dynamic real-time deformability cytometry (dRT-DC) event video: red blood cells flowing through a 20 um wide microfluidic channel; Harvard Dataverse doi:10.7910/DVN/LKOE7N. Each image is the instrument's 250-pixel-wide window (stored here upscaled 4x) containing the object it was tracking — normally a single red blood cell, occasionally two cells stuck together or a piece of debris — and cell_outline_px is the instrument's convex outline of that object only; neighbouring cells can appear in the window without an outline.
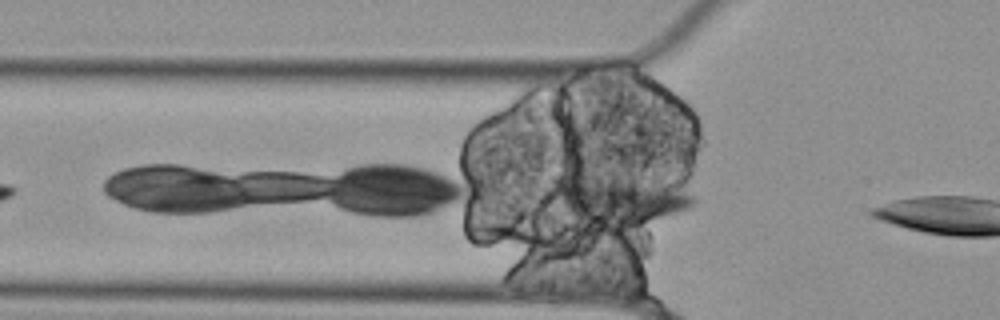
{"species": "Egyptian fruit bat (a non-hibernating species)", "species_latin": "Rousettus aegyptiacus", "temperature_condition": "cold", "stored_images_in_passage": 4, "camera_frame_rate_fps": 3000, "um_per_image_px": 0.085, "animal": {"sex": "female"}, "frame": {"image": 1, "passage_image": 2, "time_ms": 0.333, "image_size_px": [1000, 320], "cell_outline_px": [[696, 200], [688, 208], [680, 212], [636, 224], [592, 220], [572, 212], [560, 204], [560, 196], [572, 172], [648, 176], [668, 184], [692, 196]], "centroid_in_image_um": [52.88, 16.81], "position_along_channel_um": 72.9, "area_um2": 36.88}}